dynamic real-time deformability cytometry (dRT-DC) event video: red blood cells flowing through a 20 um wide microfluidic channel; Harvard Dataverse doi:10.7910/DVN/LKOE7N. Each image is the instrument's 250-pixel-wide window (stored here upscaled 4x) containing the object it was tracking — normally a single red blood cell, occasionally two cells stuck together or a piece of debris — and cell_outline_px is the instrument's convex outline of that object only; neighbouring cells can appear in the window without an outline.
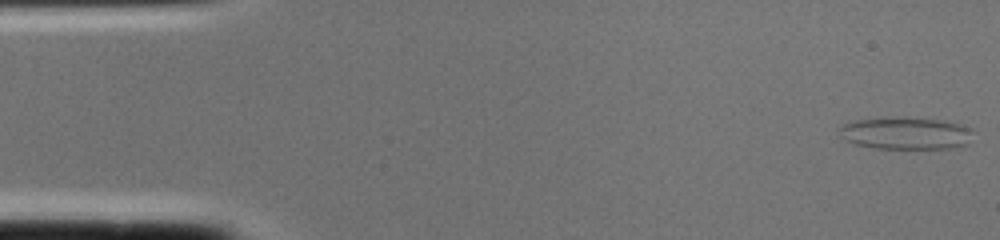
{"species": "common noctule bat (a hibernating species)", "species_latin": "Nyctalus noctula", "temperature_condition": "cold", "stored_images_in_passage": 2, "segment_of_instrument_passage": [2, 2], "camera_frame_rate_fps": 3000, "um_per_image_px": 0.085, "animal": {"sex": "female", "body_mass_g": 22.0, "forearm_length_mm": 56.7}, "frame": {"image": 1, "passage_image": 2, "time_ms": 0.333, "image_size_px": [1000, 240], "cell_outline_px": [[972, 128], [968, 144], [948, 148], [876, 148], [856, 144], [840, 136], [836, 128], [844, 124], [856, 120], [900, 116], [904, 116], [944, 120]], "centroid_in_image_um": [76.96, 11.3], "position_along_channel_um": 8.0, "area_um2": 25.2}}